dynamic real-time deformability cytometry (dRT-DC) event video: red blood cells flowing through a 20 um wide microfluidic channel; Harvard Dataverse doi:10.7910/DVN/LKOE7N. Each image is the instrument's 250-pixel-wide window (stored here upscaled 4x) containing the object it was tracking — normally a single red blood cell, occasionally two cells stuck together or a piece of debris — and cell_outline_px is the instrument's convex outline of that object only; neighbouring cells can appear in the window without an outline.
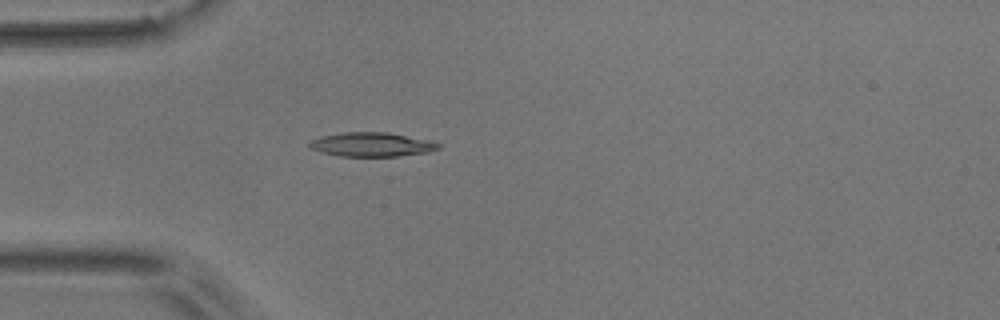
{"species": "common noctule bat (a hibernating species)", "species_latin": "Nyctalus noctula", "temperature_condition": "room temperature", "stored_images_in_passage": 4, "camera_frame_rate_fps": 3000, "um_per_image_px": 0.085, "animal": {"sex": "male", "body_mass_g": 17.9}, "frame": {"image": 1, "passage_image": 4, "time_ms": 4.333, "image_size_px": [1000, 320], "cell_outline_px": [[440, 148], [428, 152], [396, 156], [340, 156], [320, 152], [312, 148], [308, 144], [312, 140], [320, 136], [344, 132], [388, 132], [432, 140], [440, 144]], "centroid_in_image_um": [31.62, 12.27], "position_along_channel_um": 53.4, "area_um2": 18.15}}